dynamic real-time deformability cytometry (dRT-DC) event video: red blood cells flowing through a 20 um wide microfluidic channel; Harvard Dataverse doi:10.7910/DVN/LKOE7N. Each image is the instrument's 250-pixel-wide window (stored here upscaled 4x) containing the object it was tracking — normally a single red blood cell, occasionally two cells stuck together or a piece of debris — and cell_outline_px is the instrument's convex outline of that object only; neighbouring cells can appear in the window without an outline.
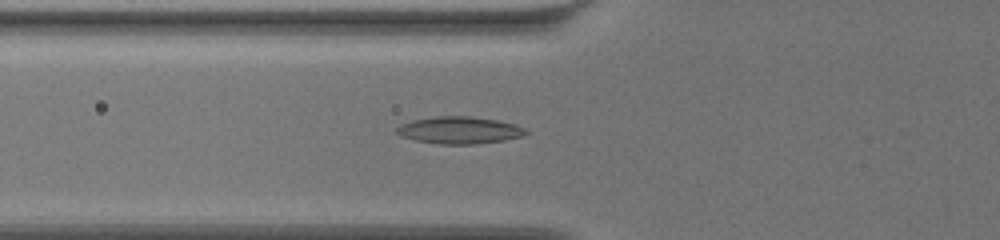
{"species": "common noctule bat (a hibernating species)", "species_latin": "Nyctalus noctula", "temperature_condition": "warm", "stored_images_in_passage": 33, "camera_frame_rate_fps": 3000, "um_per_image_px": 0.085, "animal": {"sex": "female", "body_mass_g": 19.5, "forearm_length_mm": 54.1}, "frame": {"image": 1, "passage_image": 14, "time_ms": 4.333, "image_size_px": [1000, 240], "cell_outline_px": [[528, 132], [524, 136], [504, 140], [476, 144], [440, 144], [416, 140], [400, 136], [396, 132], [396, 128], [400, 124], [412, 120], [436, 116], [468, 116], [496, 120], [516, 124], [524, 128]], "centroid_in_image_um": [39.04, 11.06], "position_along_channel_um": 86.8, "area_um2": 20.4}}
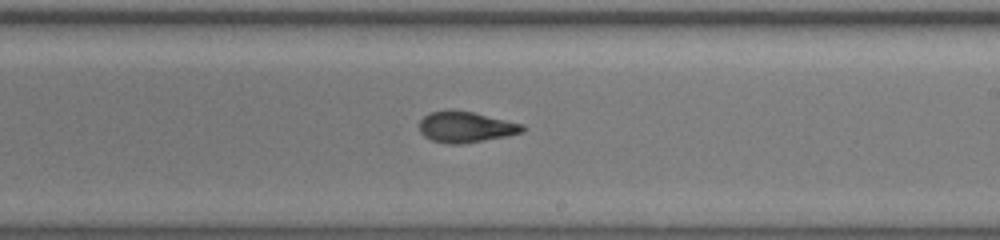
{"frame": {"image": 2, "passage_image": 22, "time_ms": 7.0, "image_size_px": [1000, 240], "cell_outline_px": [[524, 132], [508, 136], [464, 144], [448, 144], [432, 140], [424, 136], [420, 132], [420, 120], [424, 116], [432, 112], [472, 112], [524, 124]], "centroid_in_image_um": [39.63, 10.84], "position_along_channel_um": 249.4, "area_um2": 18.21}}
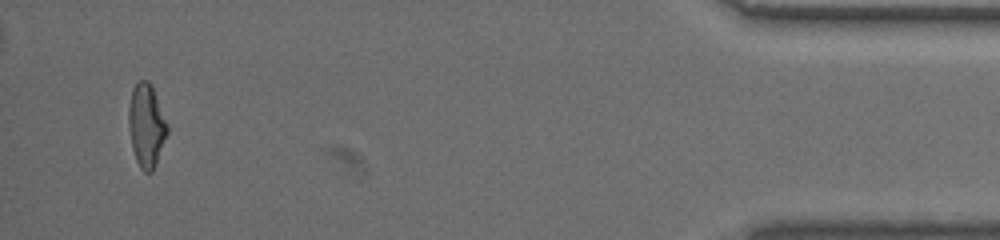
{"frame": {"image": 3, "passage_image": 32, "time_ms": 10.333, "image_size_px": [1000, 240], "cell_outline_px": [[168, 132], [156, 164], [152, 172], [144, 172], [140, 168], [136, 160], [132, 148], [128, 124], [128, 108], [132, 88], [140, 80], [148, 80], [152, 84], [168, 124]], "centroid_in_image_um": [12.44, 10.65], "position_along_channel_um": 422.8, "area_um2": 18.96}}